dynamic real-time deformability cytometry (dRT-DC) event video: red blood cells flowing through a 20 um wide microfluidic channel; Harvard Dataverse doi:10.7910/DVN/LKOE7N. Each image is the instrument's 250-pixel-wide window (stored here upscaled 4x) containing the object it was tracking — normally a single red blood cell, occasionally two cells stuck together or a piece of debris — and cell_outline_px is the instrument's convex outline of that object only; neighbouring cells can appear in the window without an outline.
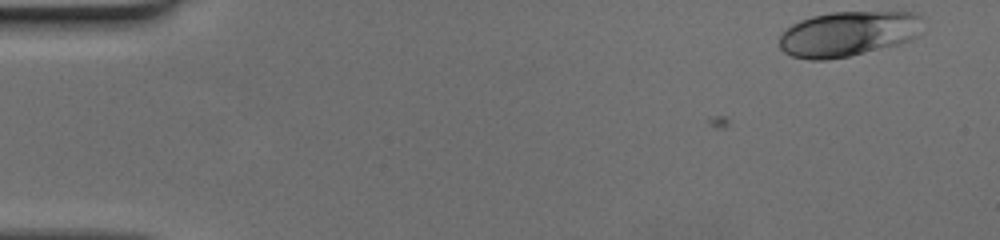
{"species": "human", "species_latin": "Homo sapiens", "temperature_condition": "cold", "stored_images_in_passage": 49, "camera_frame_rate_fps": 3000, "um_per_image_px": 0.085, "donor": {"sex": "female"}, "frame": {"image": 1, "passage_image": 1, "time_ms": 0.0, "image_size_px": [1000, 240], "cell_outline_px": [[920, 16], [916, 36], [912, 40], [900, 44], [848, 56], [824, 60], [808, 60], [792, 56], [784, 52], [780, 48], [780, 36], [792, 24], [800, 20], [812, 16], [832, 12], [916, 12]], "centroid_in_image_um": [72.05, 2.88], "position_along_channel_um": 12.9, "area_um2": 37.4}}
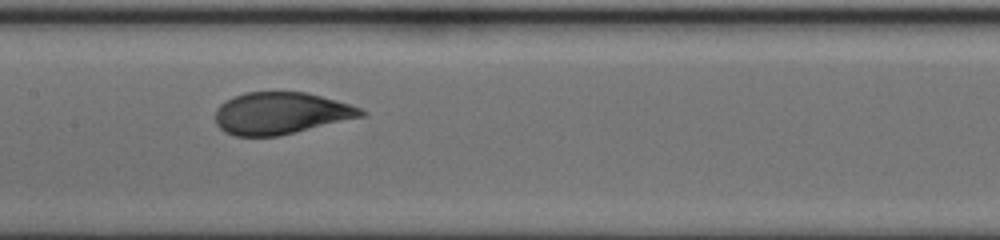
{"frame": {"image": 2, "passage_image": 24, "time_ms": 7.667, "image_size_px": [1000, 240], "cell_outline_px": [[368, 116], [280, 136], [236, 136], [224, 132], [216, 124], [216, 108], [220, 104], [244, 92], [304, 92], [336, 100], [360, 108], [368, 112]], "centroid_in_image_um": [23.92, 9.64], "position_along_channel_um": 183.5, "area_um2": 35.84}}
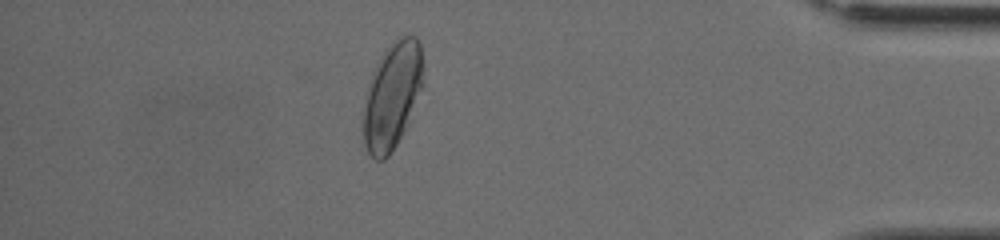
{"frame": {"image": 3, "passage_image": 43, "time_ms": 14.0, "image_size_px": [1000, 240], "cell_outline_px": [[424, 88], [408, 124], [404, 132], [388, 156], [384, 160], [376, 160], [368, 152], [364, 144], [364, 104], [368, 84], [376, 64], [380, 56], [392, 40], [396, 36], [416, 36], [420, 44], [424, 72]], "centroid_in_image_um": [33.38, 8.09], "position_along_channel_um": 401.8, "area_um2": 37.69}}